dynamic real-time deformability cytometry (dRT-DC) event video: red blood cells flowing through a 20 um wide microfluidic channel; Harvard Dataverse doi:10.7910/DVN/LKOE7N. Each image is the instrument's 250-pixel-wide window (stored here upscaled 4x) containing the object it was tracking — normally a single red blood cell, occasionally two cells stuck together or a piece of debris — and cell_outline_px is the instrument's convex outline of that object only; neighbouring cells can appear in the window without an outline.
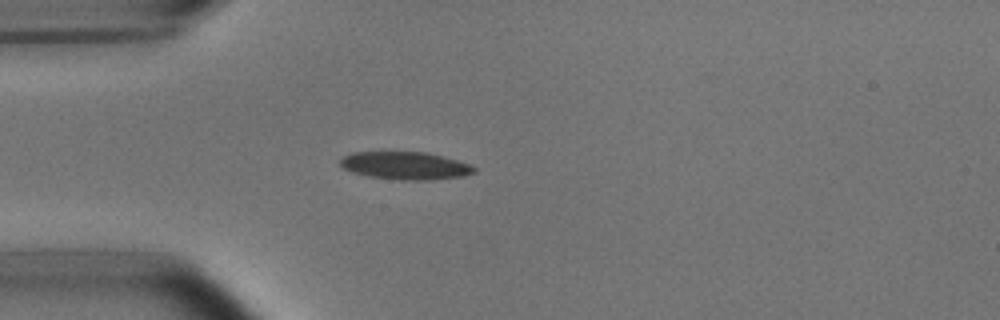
{"species": "common noctule bat (a hibernating species)", "species_latin": "Nyctalus noctula", "temperature_condition": "room temperature", "stored_images_in_passage": 21, "camera_frame_rate_fps": 3000, "um_per_image_px": 0.085, "animal": {"sex": "male", "body_mass_g": 15.6}, "frame": {"image": 1, "passage_image": 1, "time_ms": 0.0, "image_size_px": [1000, 320], "cell_outline_px": [[476, 172], [464, 176], [432, 180], [400, 180], [368, 176], [352, 172], [344, 168], [340, 164], [340, 156], [352, 152], [428, 152], [456, 160], [468, 164], [476, 168]], "centroid_in_image_um": [34.43, 14.08], "position_along_channel_um": 50.6, "area_um2": 21.73}}
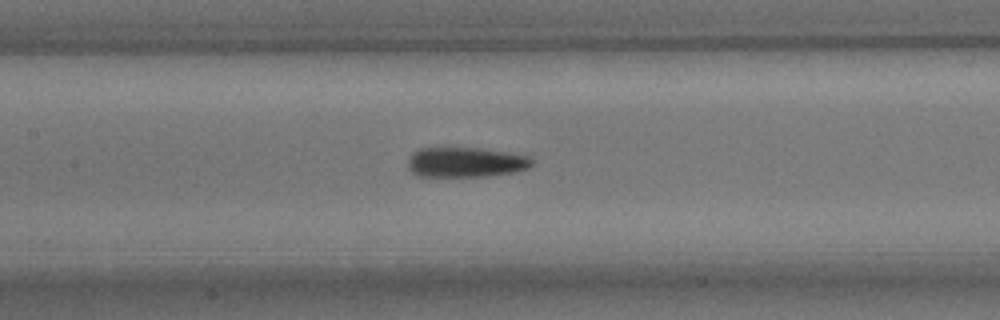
{"frame": {"image": 2, "passage_image": 11, "time_ms": 3.333, "image_size_px": [1000, 320], "cell_outline_px": [[536, 164], [528, 168], [516, 172], [484, 176], [416, 176], [408, 168], [408, 160], [412, 152], [420, 148], [476, 148], [532, 156]], "centroid_in_image_um": [39.61, 13.79], "position_along_channel_um": 167.8, "area_um2": 21.79}}
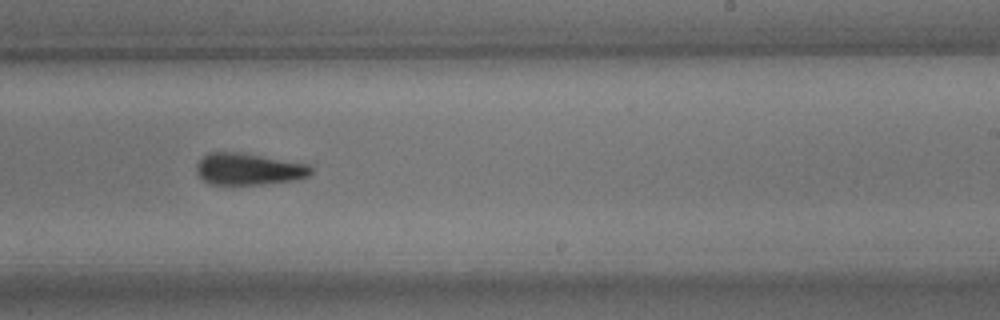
{"frame": {"image": 3, "passage_image": 19, "time_ms": 6.0, "image_size_px": [1000, 320], "cell_outline_px": [[312, 172], [308, 176], [292, 180], [264, 184], [208, 184], [196, 172], [196, 164], [208, 152], [240, 152], [308, 164], [312, 168]], "centroid_in_image_um": [21.11, 14.36], "position_along_channel_um": 267.9, "area_um2": 21.04}}